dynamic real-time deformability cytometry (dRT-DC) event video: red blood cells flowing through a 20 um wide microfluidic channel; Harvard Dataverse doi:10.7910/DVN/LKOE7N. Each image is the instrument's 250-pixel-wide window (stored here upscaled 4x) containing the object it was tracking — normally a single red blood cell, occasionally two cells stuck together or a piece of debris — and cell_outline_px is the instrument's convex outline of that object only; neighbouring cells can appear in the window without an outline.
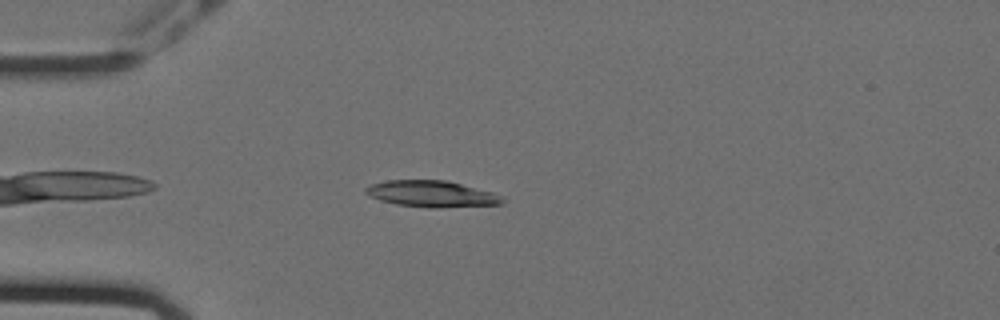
{"species": "Egyptian fruit bat (a non-hibernating species)", "species_latin": "Rousettus aegyptiacus", "temperature_condition": "cold", "stored_images_in_passage": 41, "camera_frame_rate_fps": 3000, "um_per_image_px": 0.085, "animal": {"sex": "female"}, "frame": {"image": 1, "passage_image": 5, "time_ms": 1.333, "image_size_px": [1000, 320], "cell_outline_px": [[504, 204], [436, 208], [428, 208], [396, 204], [380, 200], [368, 196], [364, 192], [364, 188], [372, 184], [388, 180], [444, 180], [492, 192], [504, 196]], "centroid_in_image_um": [36.69, 16.49], "position_along_channel_um": 48.3, "area_um2": 21.04}}
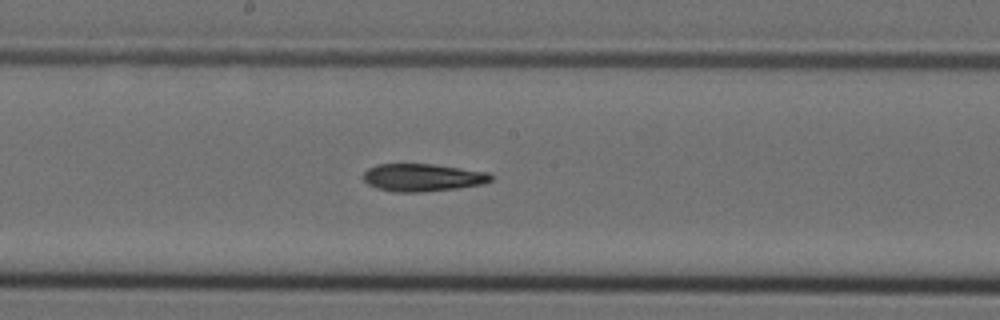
{"frame": {"image": 2, "passage_image": 20, "time_ms": 6.333, "image_size_px": [1000, 320], "cell_outline_px": [[492, 180], [484, 184], [456, 188], [420, 192], [396, 192], [376, 188], [368, 184], [364, 180], [364, 172], [368, 168], [376, 164], [432, 164], [488, 172], [492, 176]], "centroid_in_image_um": [35.91, 15.09], "position_along_channel_um": 212.3, "area_um2": 20.46}}
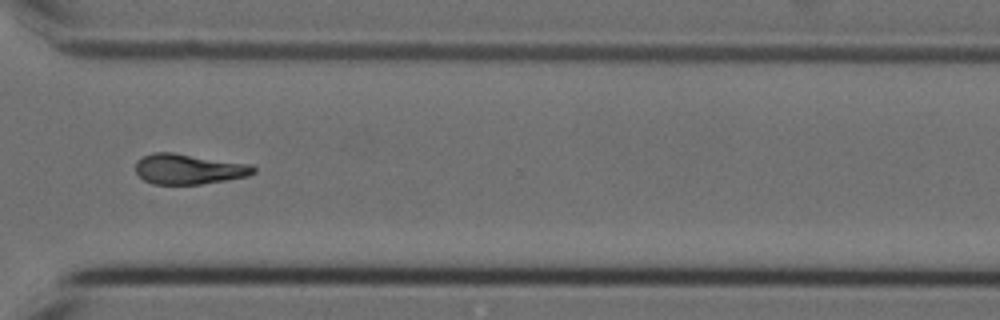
{"frame": {"image": 3, "passage_image": 32, "time_ms": 10.333, "image_size_px": [1000, 320], "cell_outline_px": [[256, 172], [248, 176], [200, 184], [152, 184], [144, 180], [136, 172], [136, 160], [152, 152], [172, 152], [252, 164], [256, 168]], "centroid_in_image_um": [16.05, 14.36], "position_along_channel_um": 354.6, "area_um2": 20.87}, "authors_computed_cell_mechanics": {"area_um2": 20.5768, "velocity_mm_per_s": 3.5692, "shape_relaxation_time_tau1_ms": 5.6732, "shape_relaxation_time_tau2_ms": null, "deformation_change_tau1": 0.1577, "deformation_change_tau2": null}}